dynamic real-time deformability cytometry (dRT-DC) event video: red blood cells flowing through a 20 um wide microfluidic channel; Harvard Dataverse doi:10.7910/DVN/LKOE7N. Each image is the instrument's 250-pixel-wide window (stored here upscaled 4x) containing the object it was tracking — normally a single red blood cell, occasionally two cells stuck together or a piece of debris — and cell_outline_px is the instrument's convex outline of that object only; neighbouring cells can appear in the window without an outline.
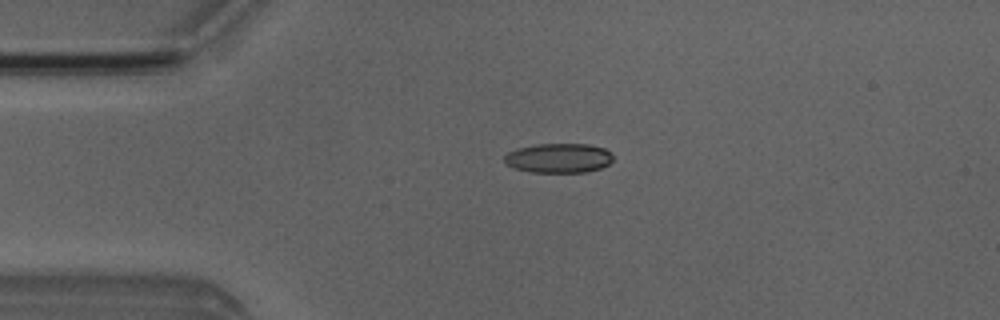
{"species": "Egyptian fruit bat (a non-hibernating species)", "species_latin": "Rousettus aegyptiacus", "temperature_condition": "room temperature", "stored_images_in_passage": 8, "camera_frame_rate_fps": 3000, "um_per_image_px": 0.085, "animal": {"sex": "male"}, "frame": {"image": 1, "passage_image": 4, "time_ms": 3.333, "image_size_px": [1000, 320], "cell_outline_px": [[612, 160], [608, 164], [600, 168], [588, 172], [532, 172], [516, 168], [508, 164], [504, 160], [504, 156], [508, 152], [516, 148], [536, 144], [588, 144], [604, 148], [612, 152]], "centroid_in_image_um": [47.5, 13.42], "position_along_channel_um": 37.5, "area_um2": 18.67}}